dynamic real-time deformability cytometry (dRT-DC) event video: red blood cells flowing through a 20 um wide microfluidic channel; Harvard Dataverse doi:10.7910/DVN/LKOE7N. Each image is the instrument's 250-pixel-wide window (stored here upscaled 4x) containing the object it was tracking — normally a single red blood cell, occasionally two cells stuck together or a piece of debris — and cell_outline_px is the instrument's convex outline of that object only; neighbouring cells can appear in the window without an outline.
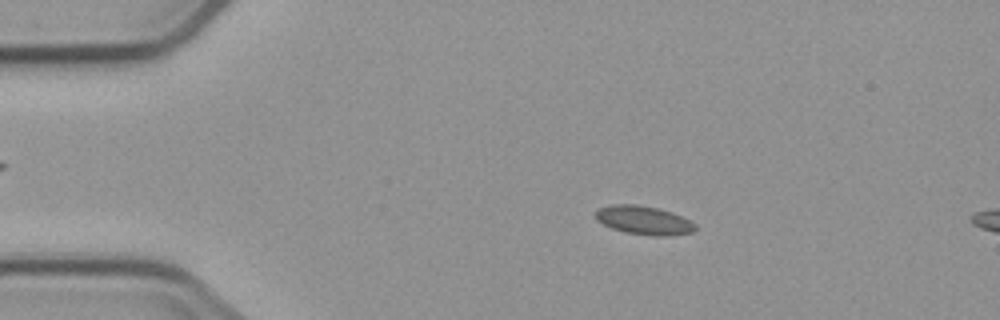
{"species": "common noctule bat (a hibernating species)", "species_latin": "Nyctalus noctula", "temperature_condition": "cold", "stored_images_in_passage": 4, "camera_frame_rate_fps": 3000, "um_per_image_px": 0.085, "animal": {"sex": "male", "body_mass_g": 23.1, "forearm_length_mm": 52.7}, "frame": {"image": 1, "passage_image": 2, "time_ms": 1.333, "image_size_px": [1000, 320], "cell_outline_px": [[696, 228], [692, 232], [664, 236], [652, 236], [624, 232], [612, 228], [596, 220], [596, 212], [600, 208], [612, 204], [636, 204], [660, 208], [672, 212], [696, 224]], "centroid_in_image_um": [54.72, 18.72], "position_along_channel_um": 30.3, "area_um2": 16.59}}